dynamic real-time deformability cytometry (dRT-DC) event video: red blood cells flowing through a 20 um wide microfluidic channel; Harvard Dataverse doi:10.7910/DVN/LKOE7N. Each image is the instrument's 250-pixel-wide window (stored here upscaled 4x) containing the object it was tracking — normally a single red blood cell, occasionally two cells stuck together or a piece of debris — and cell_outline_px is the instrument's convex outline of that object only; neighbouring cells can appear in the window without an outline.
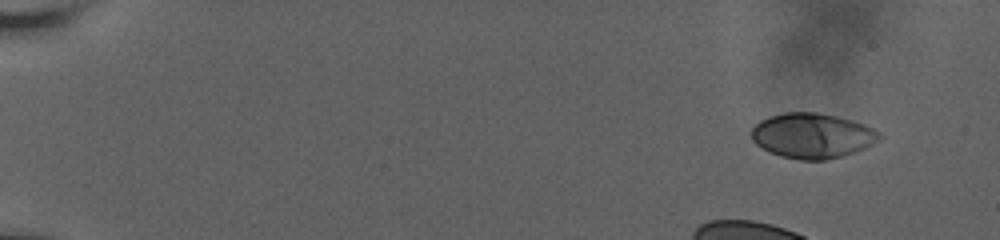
{"species": "human", "species_latin": "Homo sapiens", "temperature_condition": "room temperature", "stored_images_in_passage": 14, "camera_frame_rate_fps": 3000, "um_per_image_px": 0.085, "donor": {"sex": "male"}, "frame": {"image": 1, "passage_image": 1, "time_ms": 0.0, "image_size_px": [1000, 240], "cell_outline_px": [[884, 136], [880, 140], [864, 148], [840, 156], [824, 160], [800, 160], [780, 156], [756, 144], [752, 140], [748, 132], [760, 120], [768, 116], [784, 112], [816, 112], [836, 116], [852, 120], [864, 124], [880, 132]], "centroid_in_image_um": [69.02, 11.52], "position_along_channel_um": 16.0, "area_um2": 33.7}}
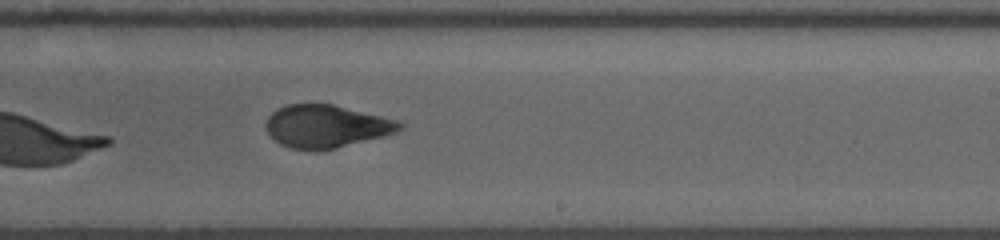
{"frame": {"image": 2, "passage_image": 14, "time_ms": 4.333, "image_size_px": [1000, 240], "cell_outline_px": [[404, 128], [396, 132], [384, 136], [336, 148], [316, 152], [292, 148], [280, 144], [268, 132], [264, 124], [268, 116], [272, 112], [288, 104], [332, 104], [400, 120], [404, 124]], "centroid_in_image_um": [27.76, 10.74], "position_along_channel_um": 261.2, "area_um2": 33.52}}